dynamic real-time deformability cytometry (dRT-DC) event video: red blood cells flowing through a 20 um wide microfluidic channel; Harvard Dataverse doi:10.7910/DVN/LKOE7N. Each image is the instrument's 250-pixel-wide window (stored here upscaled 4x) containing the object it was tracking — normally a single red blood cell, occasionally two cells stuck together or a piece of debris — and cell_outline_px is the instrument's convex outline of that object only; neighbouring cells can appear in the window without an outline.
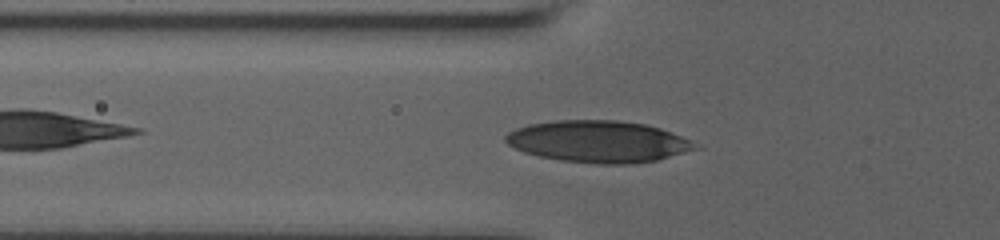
{"species": "human", "species_latin": "Homo sapiens", "temperature_condition": "room temperature", "stored_images_in_passage": 46, "camera_frame_rate_fps": 3000, "um_per_image_px": 0.085, "donor": {"sex": "male"}, "frame": {"image": 1, "passage_image": 10, "time_ms": 3.0, "image_size_px": [1000, 240], "cell_outline_px": [[704, 148], [656, 160], [632, 164], [596, 164], [560, 160], [540, 156], [524, 152], [508, 144], [504, 140], [504, 136], [508, 132], [516, 128], [528, 124], [552, 120], [616, 120], [644, 124], [660, 128], [700, 144]], "centroid_in_image_um": [50.89, 12.03], "position_along_channel_um": 74.9, "area_um2": 46.41}}
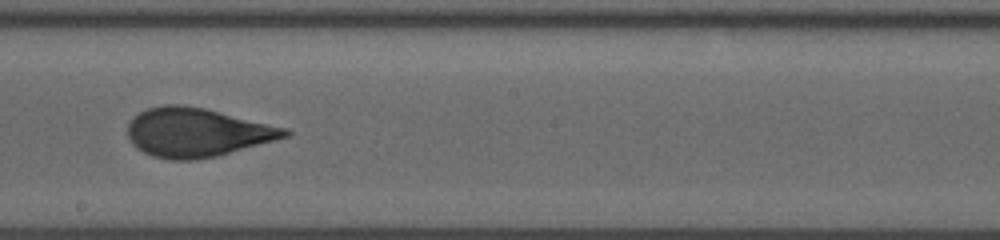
{"frame": {"image": 2, "passage_image": 23, "time_ms": 7.333, "image_size_px": [1000, 240], "cell_outline_px": [[292, 132], [288, 136], [216, 156], [196, 160], [168, 160], [152, 156], [136, 148], [132, 144], [128, 136], [128, 124], [132, 116], [148, 108], [164, 104], [180, 104], [204, 108], [288, 128]], "centroid_in_image_um": [16.7, 11.25], "position_along_channel_um": 231.5, "area_um2": 44.68}}
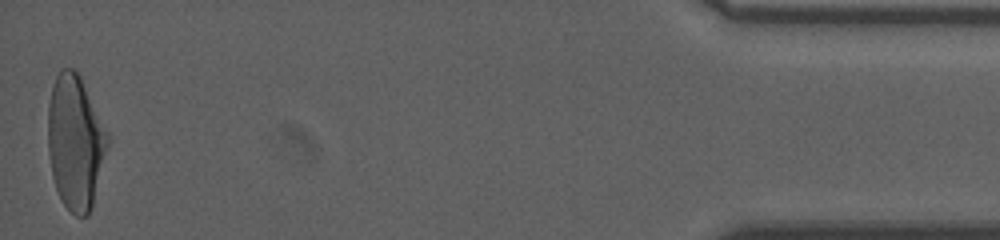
{"frame": {"image": 3, "passage_image": 46, "time_ms": 15.0, "image_size_px": [1000, 240], "cell_outline_px": [[108, 144], [92, 208], [88, 216], [76, 216], [64, 204], [56, 188], [52, 176], [48, 152], [48, 104], [52, 84], [60, 68], [72, 68], [80, 72], [108, 132]], "centroid_in_image_um": [6.4, 12.02], "position_along_channel_um": 428.8, "area_um2": 47.05}, "authors_computed_cell_mechanics": {"area_um2": 44.3904, "velocity_mm_per_s": 3.6301, "shape_relaxation_time_tau1_ms": 5.5194, "shape_relaxation_time_tau2_ms": 0.8036, "deformation_change_tau1": 0.1914, "deformation_change_tau2": 0.0693}}